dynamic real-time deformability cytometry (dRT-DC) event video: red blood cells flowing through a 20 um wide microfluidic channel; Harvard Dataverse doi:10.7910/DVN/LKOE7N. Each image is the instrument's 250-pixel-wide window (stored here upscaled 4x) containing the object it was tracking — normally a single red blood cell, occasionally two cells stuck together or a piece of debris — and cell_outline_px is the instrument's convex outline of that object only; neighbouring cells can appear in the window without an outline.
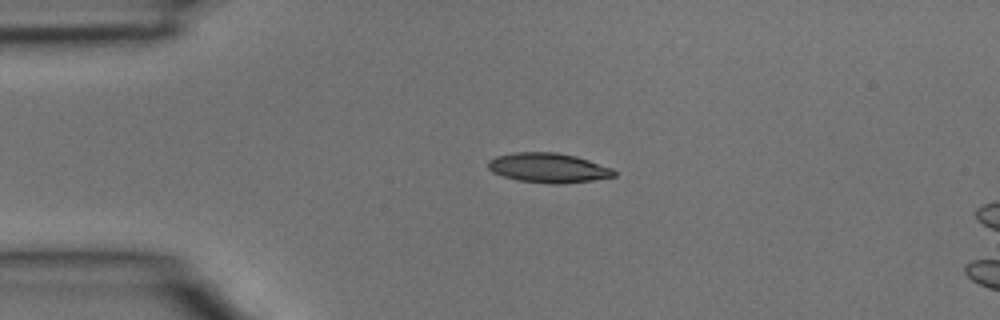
{"species": "common noctule bat (a hibernating species)", "species_latin": "Nyctalus noctula", "temperature_condition": "room temperature", "stored_images_in_passage": 2, "camera_frame_rate_fps": 3000, "um_per_image_px": 0.085, "animal": {"sex": "male", "body_mass_g": 15.6}, "frame": {"image": 1, "passage_image": 1, "time_ms": 0.0, "image_size_px": [1000, 320], "cell_outline_px": [[616, 176], [592, 180], [560, 184], [556, 184], [520, 180], [504, 176], [492, 172], [488, 168], [488, 160], [496, 156], [512, 152], [556, 152], [576, 156], [612, 168], [616, 172]], "centroid_in_image_um": [46.6, 14.25], "position_along_channel_um": 38.4, "area_um2": 21.62}}